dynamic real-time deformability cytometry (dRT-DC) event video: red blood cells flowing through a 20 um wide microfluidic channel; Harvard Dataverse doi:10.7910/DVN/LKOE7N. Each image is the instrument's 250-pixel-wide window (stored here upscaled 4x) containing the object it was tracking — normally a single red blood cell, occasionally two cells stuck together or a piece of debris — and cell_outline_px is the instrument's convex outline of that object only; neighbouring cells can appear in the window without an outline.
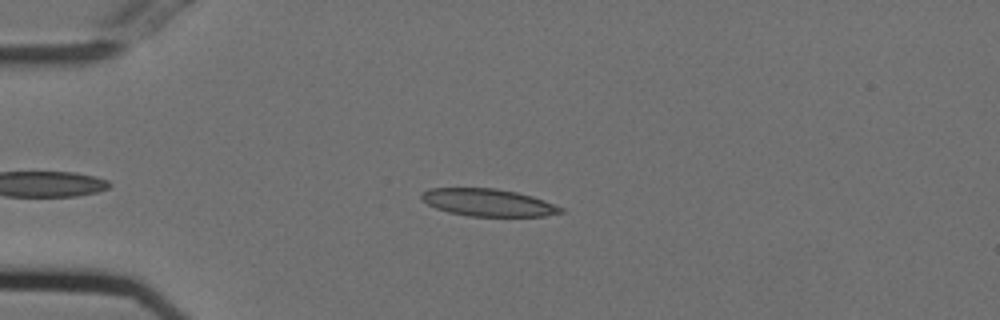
{"species": "Egyptian fruit bat (a non-hibernating species)", "species_latin": "Rousettus aegyptiacus", "temperature_condition": "cold", "stored_images_in_passage": 43, "camera_frame_rate_fps": 3000, "um_per_image_px": 0.085, "animal": {"sex": "female"}, "frame": {"image": 1, "passage_image": 7, "time_ms": 2.0, "image_size_px": [1000, 320], "cell_outline_px": [[564, 212], [544, 216], [468, 216], [448, 212], [436, 208], [428, 204], [420, 196], [428, 188], [496, 188], [516, 192], [532, 196], [544, 200], [564, 208]], "centroid_in_image_um": [41.51, 17.21], "position_along_channel_um": 43.5, "area_um2": 22.14}}
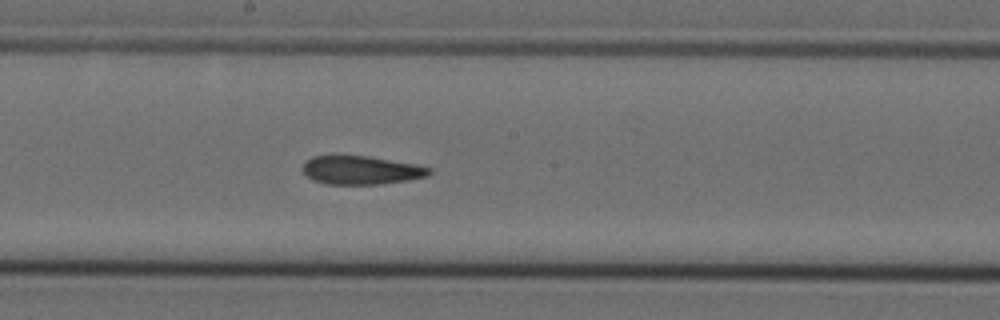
{"frame": {"image": 2, "passage_image": 23, "time_ms": 7.333, "image_size_px": [1000, 320], "cell_outline_px": [[432, 172], [428, 176], [408, 180], [380, 184], [324, 184], [312, 180], [304, 172], [304, 160], [312, 156], [368, 156], [416, 164], [432, 168]], "centroid_in_image_um": [30.71, 14.46], "position_along_channel_um": 217.5, "area_um2": 21.04}}
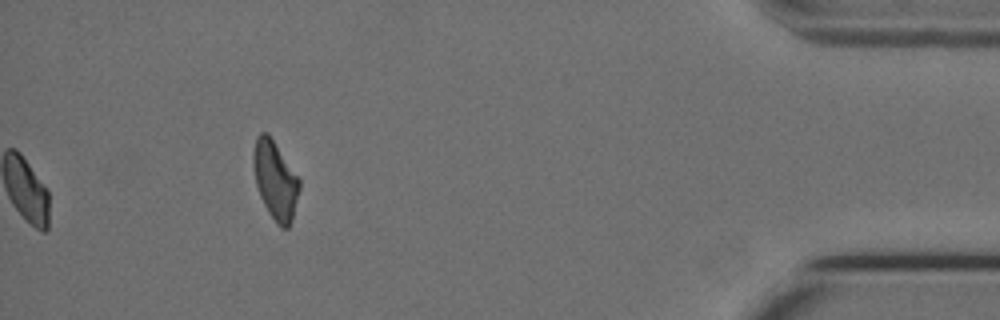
{"frame": {"image": 3, "passage_image": 43, "time_ms": 14.0, "image_size_px": [1000, 320], "cell_outline_px": [[300, 188], [292, 220], [288, 228], [280, 228], [276, 224], [268, 212], [260, 196], [256, 184], [252, 164], [252, 152], [256, 136], [260, 132], [268, 132], [300, 180]], "centroid_in_image_um": [23.37, 15.31], "position_along_channel_um": 411.8, "area_um2": 21.15}, "authors_computed_cell_mechanics": {"area_um2": 22.0796, "velocity_mm_per_s": 3.7365, "shape_relaxation_time_tau1_ms": null, "shape_relaxation_time_tau2_ms": 4.0142, "deformation_change_tau1": null, "deformation_change_tau2": 0.1136}}